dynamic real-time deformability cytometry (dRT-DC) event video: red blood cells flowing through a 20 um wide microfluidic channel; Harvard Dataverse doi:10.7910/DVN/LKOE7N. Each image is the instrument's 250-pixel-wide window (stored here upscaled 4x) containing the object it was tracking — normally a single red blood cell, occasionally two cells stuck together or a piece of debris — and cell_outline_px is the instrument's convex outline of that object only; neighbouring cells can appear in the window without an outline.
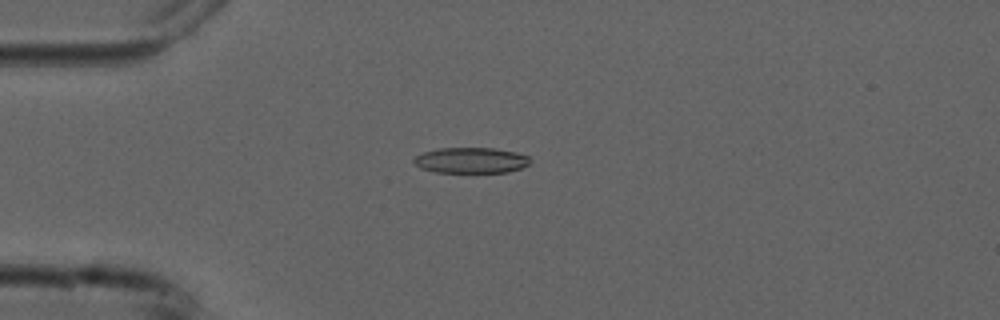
{"species": "common noctule bat (a hibernating species)", "species_latin": "Nyctalus noctula", "temperature_condition": "cold", "stored_images_in_passage": 5, "camera_frame_rate_fps": 3000, "um_per_image_px": 0.085, "animal": {"sex": "male", "forearm_length_mm": 52.5}, "frame": {"image": 1, "passage_image": 4, "time_ms": 3.333, "image_size_px": [1000, 320], "cell_outline_px": [[532, 160], [528, 164], [520, 168], [508, 172], [436, 172], [420, 168], [412, 160], [416, 156], [424, 152], [440, 148], [492, 148], [516, 152], [528, 156]], "centroid_in_image_um": [40.04, 13.62], "position_along_channel_um": 45.0, "area_um2": 17.28}}
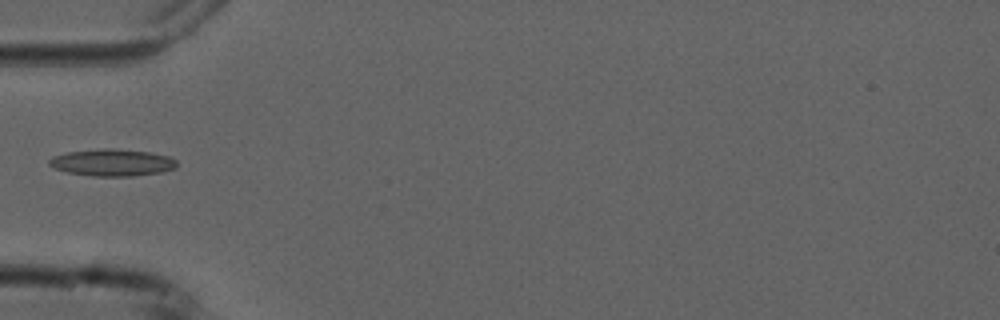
{"frame": {"image": 2, "passage_image": 5, "time_ms": 4.667, "image_size_px": [1000, 320], "cell_outline_px": [[176, 168], [160, 172], [132, 176], [92, 176], [68, 172], [56, 168], [48, 164], [48, 160], [52, 156], [68, 152], [104, 148], [112, 148], [148, 152], [168, 156], [176, 160]], "centroid_in_image_um": [9.53, 13.81], "position_along_channel_um": 75.5, "area_um2": 19.88}}